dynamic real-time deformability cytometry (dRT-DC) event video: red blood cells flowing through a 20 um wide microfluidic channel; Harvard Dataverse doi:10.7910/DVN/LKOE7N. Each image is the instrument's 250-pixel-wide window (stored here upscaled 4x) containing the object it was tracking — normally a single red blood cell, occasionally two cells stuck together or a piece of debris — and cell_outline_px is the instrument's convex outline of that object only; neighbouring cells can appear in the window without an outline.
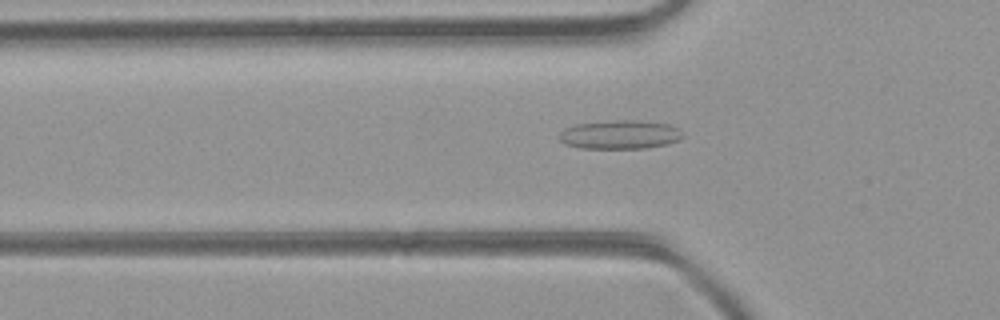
{"species": "common noctule bat (a hibernating species)", "species_latin": "Nyctalus noctula", "temperature_condition": "room temperature", "stored_images_in_passage": 31, "camera_frame_rate_fps": 3000, "um_per_image_px": 0.085, "animal": {"sex": "female", "body_mass_g": 21.9}, "frame": {"image": 1, "passage_image": 5, "time_ms": 1.333, "image_size_px": [1000, 320], "cell_outline_px": [[684, 136], [680, 140], [668, 144], [644, 148], [580, 148], [564, 144], [560, 140], [560, 132], [564, 128], [576, 124], [616, 120], [636, 120], [668, 124], [676, 128]], "centroid_in_image_um": [52.68, 11.44], "position_along_channel_um": 73.1, "area_um2": 20.63}}
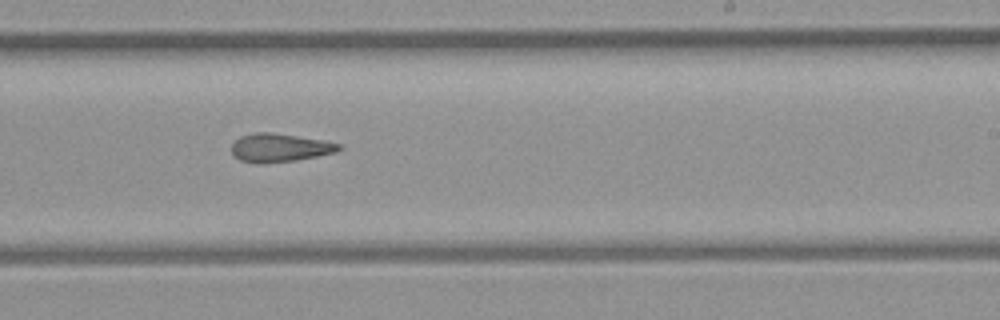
{"frame": {"image": 2, "passage_image": 18, "time_ms": 5.667, "image_size_px": [1000, 320], "cell_outline_px": [[344, 148], [336, 152], [296, 160], [240, 160], [232, 152], [232, 144], [240, 136], [256, 132], [272, 132], [324, 140], [340, 144]], "centroid_in_image_um": [23.85, 12.49], "position_along_channel_um": 265.1, "area_um2": 16.94}}
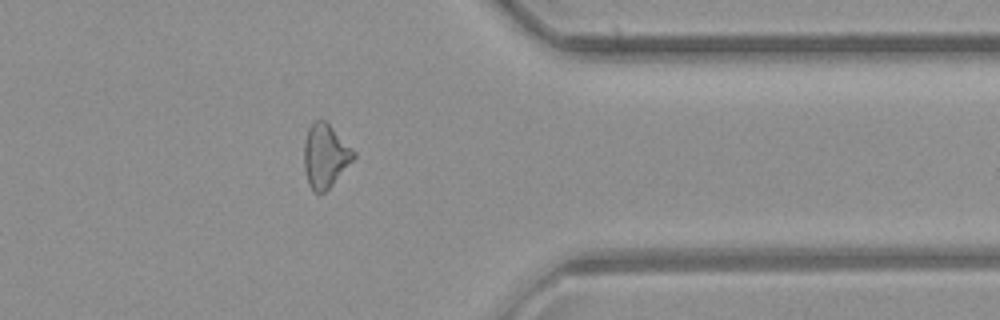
{"frame": {"image": 3, "passage_image": 27, "time_ms": 8.667, "image_size_px": [1000, 320], "cell_outline_px": [[356, 156], [332, 184], [324, 192], [312, 192], [308, 184], [304, 168], [304, 140], [308, 128], [316, 120], [324, 120], [356, 152]], "centroid_in_image_um": [27.62, 13.26], "position_along_channel_um": 383.8, "area_um2": 18.09}, "authors_computed_cell_mechanics": {"area_um2": 17.918, "velocity_mm_per_s": 4.415, "shape_relaxation_time_tau1_ms": null, "shape_relaxation_time_tau2_ms": 5.2476, "deformation_change_tau1": null, "deformation_change_tau2": 0.177}}